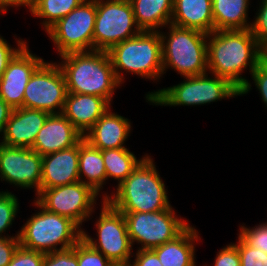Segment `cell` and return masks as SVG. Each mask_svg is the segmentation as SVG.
I'll list each match as a JSON object with an SVG mask.
<instances>
[{
  "instance_id": "22",
  "label": "cell",
  "mask_w": 267,
  "mask_h": 266,
  "mask_svg": "<svg viewBox=\"0 0 267 266\" xmlns=\"http://www.w3.org/2000/svg\"><path fill=\"white\" fill-rule=\"evenodd\" d=\"M198 230L188 226L174 240L152 250L163 266H196L195 242L201 240Z\"/></svg>"
},
{
  "instance_id": "13",
  "label": "cell",
  "mask_w": 267,
  "mask_h": 266,
  "mask_svg": "<svg viewBox=\"0 0 267 266\" xmlns=\"http://www.w3.org/2000/svg\"><path fill=\"white\" fill-rule=\"evenodd\" d=\"M98 195L90 186L78 181L41 188L36 201L47 211L70 218L81 228L82 223L89 220L94 212Z\"/></svg>"
},
{
  "instance_id": "40",
  "label": "cell",
  "mask_w": 267,
  "mask_h": 266,
  "mask_svg": "<svg viewBox=\"0 0 267 266\" xmlns=\"http://www.w3.org/2000/svg\"><path fill=\"white\" fill-rule=\"evenodd\" d=\"M35 0H0V14H5L8 7L27 6L32 11Z\"/></svg>"
},
{
  "instance_id": "14",
  "label": "cell",
  "mask_w": 267,
  "mask_h": 266,
  "mask_svg": "<svg viewBox=\"0 0 267 266\" xmlns=\"http://www.w3.org/2000/svg\"><path fill=\"white\" fill-rule=\"evenodd\" d=\"M42 156L31 148L10 147L0 143L1 181L23 189L41 190Z\"/></svg>"
},
{
  "instance_id": "15",
  "label": "cell",
  "mask_w": 267,
  "mask_h": 266,
  "mask_svg": "<svg viewBox=\"0 0 267 266\" xmlns=\"http://www.w3.org/2000/svg\"><path fill=\"white\" fill-rule=\"evenodd\" d=\"M44 62L26 44L9 62L0 78V97L12 108H22L24 91L34 71Z\"/></svg>"
},
{
  "instance_id": "20",
  "label": "cell",
  "mask_w": 267,
  "mask_h": 266,
  "mask_svg": "<svg viewBox=\"0 0 267 266\" xmlns=\"http://www.w3.org/2000/svg\"><path fill=\"white\" fill-rule=\"evenodd\" d=\"M110 106L112 105L100 96L67 93L62 114L84 135Z\"/></svg>"
},
{
  "instance_id": "18",
  "label": "cell",
  "mask_w": 267,
  "mask_h": 266,
  "mask_svg": "<svg viewBox=\"0 0 267 266\" xmlns=\"http://www.w3.org/2000/svg\"><path fill=\"white\" fill-rule=\"evenodd\" d=\"M79 142L68 149L42 156L41 188L68 185L79 180Z\"/></svg>"
},
{
  "instance_id": "12",
  "label": "cell",
  "mask_w": 267,
  "mask_h": 266,
  "mask_svg": "<svg viewBox=\"0 0 267 266\" xmlns=\"http://www.w3.org/2000/svg\"><path fill=\"white\" fill-rule=\"evenodd\" d=\"M66 96V82L58 63L44 61L29 79L24 91L23 107L61 114Z\"/></svg>"
},
{
  "instance_id": "28",
  "label": "cell",
  "mask_w": 267,
  "mask_h": 266,
  "mask_svg": "<svg viewBox=\"0 0 267 266\" xmlns=\"http://www.w3.org/2000/svg\"><path fill=\"white\" fill-rule=\"evenodd\" d=\"M18 210L19 201L16 195L9 191H0V238L19 236V233L15 236L3 235L12 226Z\"/></svg>"
},
{
  "instance_id": "8",
  "label": "cell",
  "mask_w": 267,
  "mask_h": 266,
  "mask_svg": "<svg viewBox=\"0 0 267 266\" xmlns=\"http://www.w3.org/2000/svg\"><path fill=\"white\" fill-rule=\"evenodd\" d=\"M124 214L130 242L141 244V250H148L174 240L190 224L182 217L176 216L175 210L156 212H121Z\"/></svg>"
},
{
  "instance_id": "37",
  "label": "cell",
  "mask_w": 267,
  "mask_h": 266,
  "mask_svg": "<svg viewBox=\"0 0 267 266\" xmlns=\"http://www.w3.org/2000/svg\"><path fill=\"white\" fill-rule=\"evenodd\" d=\"M252 80L255 83L257 90L261 95L262 101L267 107V59L264 58L257 67L253 70Z\"/></svg>"
},
{
  "instance_id": "3",
  "label": "cell",
  "mask_w": 267,
  "mask_h": 266,
  "mask_svg": "<svg viewBox=\"0 0 267 266\" xmlns=\"http://www.w3.org/2000/svg\"><path fill=\"white\" fill-rule=\"evenodd\" d=\"M147 155L132 173L116 187L111 196L104 193L107 200L120 212H156L168 209L170 201L166 186L161 179L154 160Z\"/></svg>"
},
{
  "instance_id": "34",
  "label": "cell",
  "mask_w": 267,
  "mask_h": 266,
  "mask_svg": "<svg viewBox=\"0 0 267 266\" xmlns=\"http://www.w3.org/2000/svg\"><path fill=\"white\" fill-rule=\"evenodd\" d=\"M42 266H78L76 245L67 250L45 254Z\"/></svg>"
},
{
  "instance_id": "9",
  "label": "cell",
  "mask_w": 267,
  "mask_h": 266,
  "mask_svg": "<svg viewBox=\"0 0 267 266\" xmlns=\"http://www.w3.org/2000/svg\"><path fill=\"white\" fill-rule=\"evenodd\" d=\"M101 203V212L95 223L98 238L95 240L84 230H82V238L115 266H129L133 247L124 214L115 209L107 200H103Z\"/></svg>"
},
{
  "instance_id": "35",
  "label": "cell",
  "mask_w": 267,
  "mask_h": 266,
  "mask_svg": "<svg viewBox=\"0 0 267 266\" xmlns=\"http://www.w3.org/2000/svg\"><path fill=\"white\" fill-rule=\"evenodd\" d=\"M27 44L25 40H17V47L9 45V43L0 35V78L8 67L9 62L14 56Z\"/></svg>"
},
{
  "instance_id": "42",
  "label": "cell",
  "mask_w": 267,
  "mask_h": 266,
  "mask_svg": "<svg viewBox=\"0 0 267 266\" xmlns=\"http://www.w3.org/2000/svg\"><path fill=\"white\" fill-rule=\"evenodd\" d=\"M265 58L267 59V49L264 51Z\"/></svg>"
},
{
  "instance_id": "17",
  "label": "cell",
  "mask_w": 267,
  "mask_h": 266,
  "mask_svg": "<svg viewBox=\"0 0 267 266\" xmlns=\"http://www.w3.org/2000/svg\"><path fill=\"white\" fill-rule=\"evenodd\" d=\"M83 135L61 114H50L38 132L31 149L41 156L76 145Z\"/></svg>"
},
{
  "instance_id": "30",
  "label": "cell",
  "mask_w": 267,
  "mask_h": 266,
  "mask_svg": "<svg viewBox=\"0 0 267 266\" xmlns=\"http://www.w3.org/2000/svg\"><path fill=\"white\" fill-rule=\"evenodd\" d=\"M239 252L241 266H267V254L260 249L249 246L239 235L233 243Z\"/></svg>"
},
{
  "instance_id": "1",
  "label": "cell",
  "mask_w": 267,
  "mask_h": 266,
  "mask_svg": "<svg viewBox=\"0 0 267 266\" xmlns=\"http://www.w3.org/2000/svg\"><path fill=\"white\" fill-rule=\"evenodd\" d=\"M265 58L250 29L214 30L208 33L207 65L209 74L226 78L239 90V96L250 92L251 83L241 73L247 67L252 74Z\"/></svg>"
},
{
  "instance_id": "26",
  "label": "cell",
  "mask_w": 267,
  "mask_h": 266,
  "mask_svg": "<svg viewBox=\"0 0 267 266\" xmlns=\"http://www.w3.org/2000/svg\"><path fill=\"white\" fill-rule=\"evenodd\" d=\"M105 165L107 181L109 178L116 179L120 185L147 156L137 159L127 148L101 150Z\"/></svg>"
},
{
  "instance_id": "10",
  "label": "cell",
  "mask_w": 267,
  "mask_h": 266,
  "mask_svg": "<svg viewBox=\"0 0 267 266\" xmlns=\"http://www.w3.org/2000/svg\"><path fill=\"white\" fill-rule=\"evenodd\" d=\"M140 32L129 0H96L93 50L108 51Z\"/></svg>"
},
{
  "instance_id": "4",
  "label": "cell",
  "mask_w": 267,
  "mask_h": 266,
  "mask_svg": "<svg viewBox=\"0 0 267 266\" xmlns=\"http://www.w3.org/2000/svg\"><path fill=\"white\" fill-rule=\"evenodd\" d=\"M107 53L120 84L124 82L122 74L125 71L153 81L163 76L159 31H141L135 37L114 45Z\"/></svg>"
},
{
  "instance_id": "23",
  "label": "cell",
  "mask_w": 267,
  "mask_h": 266,
  "mask_svg": "<svg viewBox=\"0 0 267 266\" xmlns=\"http://www.w3.org/2000/svg\"><path fill=\"white\" fill-rule=\"evenodd\" d=\"M141 31H160L171 23L174 0H129Z\"/></svg>"
},
{
  "instance_id": "29",
  "label": "cell",
  "mask_w": 267,
  "mask_h": 266,
  "mask_svg": "<svg viewBox=\"0 0 267 266\" xmlns=\"http://www.w3.org/2000/svg\"><path fill=\"white\" fill-rule=\"evenodd\" d=\"M78 266H115L101 252L93 249L82 238L76 244Z\"/></svg>"
},
{
  "instance_id": "2",
  "label": "cell",
  "mask_w": 267,
  "mask_h": 266,
  "mask_svg": "<svg viewBox=\"0 0 267 266\" xmlns=\"http://www.w3.org/2000/svg\"><path fill=\"white\" fill-rule=\"evenodd\" d=\"M61 68L67 87V93L100 96L110 104L116 88L121 84L117 80L107 51L68 52L60 55Z\"/></svg>"
},
{
  "instance_id": "21",
  "label": "cell",
  "mask_w": 267,
  "mask_h": 266,
  "mask_svg": "<svg viewBox=\"0 0 267 266\" xmlns=\"http://www.w3.org/2000/svg\"><path fill=\"white\" fill-rule=\"evenodd\" d=\"M171 24L207 34L213 32L212 0H174Z\"/></svg>"
},
{
  "instance_id": "33",
  "label": "cell",
  "mask_w": 267,
  "mask_h": 266,
  "mask_svg": "<svg viewBox=\"0 0 267 266\" xmlns=\"http://www.w3.org/2000/svg\"><path fill=\"white\" fill-rule=\"evenodd\" d=\"M45 254L19 245L7 266H42Z\"/></svg>"
},
{
  "instance_id": "41",
  "label": "cell",
  "mask_w": 267,
  "mask_h": 266,
  "mask_svg": "<svg viewBox=\"0 0 267 266\" xmlns=\"http://www.w3.org/2000/svg\"><path fill=\"white\" fill-rule=\"evenodd\" d=\"M12 111L13 109L0 97V135L3 133Z\"/></svg>"
},
{
  "instance_id": "39",
  "label": "cell",
  "mask_w": 267,
  "mask_h": 266,
  "mask_svg": "<svg viewBox=\"0 0 267 266\" xmlns=\"http://www.w3.org/2000/svg\"><path fill=\"white\" fill-rule=\"evenodd\" d=\"M133 256L134 260L130 262L129 266H163L152 249H138L136 255L133 253Z\"/></svg>"
},
{
  "instance_id": "27",
  "label": "cell",
  "mask_w": 267,
  "mask_h": 266,
  "mask_svg": "<svg viewBox=\"0 0 267 266\" xmlns=\"http://www.w3.org/2000/svg\"><path fill=\"white\" fill-rule=\"evenodd\" d=\"M84 0H35L32 15L41 19L46 31L58 20L68 15Z\"/></svg>"
},
{
  "instance_id": "19",
  "label": "cell",
  "mask_w": 267,
  "mask_h": 266,
  "mask_svg": "<svg viewBox=\"0 0 267 266\" xmlns=\"http://www.w3.org/2000/svg\"><path fill=\"white\" fill-rule=\"evenodd\" d=\"M110 109L83 135L85 141L100 150L126 148L132 128L129 119Z\"/></svg>"
},
{
  "instance_id": "5",
  "label": "cell",
  "mask_w": 267,
  "mask_h": 266,
  "mask_svg": "<svg viewBox=\"0 0 267 266\" xmlns=\"http://www.w3.org/2000/svg\"><path fill=\"white\" fill-rule=\"evenodd\" d=\"M33 203L41 210L18 231L20 246L48 254L73 248L82 239L83 229L70 218L47 211L36 200Z\"/></svg>"
},
{
  "instance_id": "36",
  "label": "cell",
  "mask_w": 267,
  "mask_h": 266,
  "mask_svg": "<svg viewBox=\"0 0 267 266\" xmlns=\"http://www.w3.org/2000/svg\"><path fill=\"white\" fill-rule=\"evenodd\" d=\"M214 266H241L238 249L232 242L218 251Z\"/></svg>"
},
{
  "instance_id": "11",
  "label": "cell",
  "mask_w": 267,
  "mask_h": 266,
  "mask_svg": "<svg viewBox=\"0 0 267 266\" xmlns=\"http://www.w3.org/2000/svg\"><path fill=\"white\" fill-rule=\"evenodd\" d=\"M95 17L96 0H84L46 31L59 55L93 51Z\"/></svg>"
},
{
  "instance_id": "16",
  "label": "cell",
  "mask_w": 267,
  "mask_h": 266,
  "mask_svg": "<svg viewBox=\"0 0 267 266\" xmlns=\"http://www.w3.org/2000/svg\"><path fill=\"white\" fill-rule=\"evenodd\" d=\"M50 113L29 108L13 109L1 134L3 145L32 148L35 138Z\"/></svg>"
},
{
  "instance_id": "7",
  "label": "cell",
  "mask_w": 267,
  "mask_h": 266,
  "mask_svg": "<svg viewBox=\"0 0 267 266\" xmlns=\"http://www.w3.org/2000/svg\"><path fill=\"white\" fill-rule=\"evenodd\" d=\"M208 75L183 77L179 84L148 92L146 102L158 106H198L239 96V90L226 78Z\"/></svg>"
},
{
  "instance_id": "31",
  "label": "cell",
  "mask_w": 267,
  "mask_h": 266,
  "mask_svg": "<svg viewBox=\"0 0 267 266\" xmlns=\"http://www.w3.org/2000/svg\"><path fill=\"white\" fill-rule=\"evenodd\" d=\"M239 236L249 246L260 249L267 254V222L259 223V225L252 228L241 225L239 228Z\"/></svg>"
},
{
  "instance_id": "38",
  "label": "cell",
  "mask_w": 267,
  "mask_h": 266,
  "mask_svg": "<svg viewBox=\"0 0 267 266\" xmlns=\"http://www.w3.org/2000/svg\"><path fill=\"white\" fill-rule=\"evenodd\" d=\"M19 245L18 237L0 238V266H7L10 263Z\"/></svg>"
},
{
  "instance_id": "6",
  "label": "cell",
  "mask_w": 267,
  "mask_h": 266,
  "mask_svg": "<svg viewBox=\"0 0 267 266\" xmlns=\"http://www.w3.org/2000/svg\"><path fill=\"white\" fill-rule=\"evenodd\" d=\"M167 27V34L159 31L162 40L163 74L168 68L174 69L182 77L208 73V34L171 23Z\"/></svg>"
},
{
  "instance_id": "24",
  "label": "cell",
  "mask_w": 267,
  "mask_h": 266,
  "mask_svg": "<svg viewBox=\"0 0 267 266\" xmlns=\"http://www.w3.org/2000/svg\"><path fill=\"white\" fill-rule=\"evenodd\" d=\"M249 2L250 0H212L214 30L250 29Z\"/></svg>"
},
{
  "instance_id": "25",
  "label": "cell",
  "mask_w": 267,
  "mask_h": 266,
  "mask_svg": "<svg viewBox=\"0 0 267 266\" xmlns=\"http://www.w3.org/2000/svg\"><path fill=\"white\" fill-rule=\"evenodd\" d=\"M79 180L100 194L107 176L100 149L91 146L82 138L79 141ZM85 178L83 180L82 178ZM87 179V180H86Z\"/></svg>"
},
{
  "instance_id": "32",
  "label": "cell",
  "mask_w": 267,
  "mask_h": 266,
  "mask_svg": "<svg viewBox=\"0 0 267 266\" xmlns=\"http://www.w3.org/2000/svg\"><path fill=\"white\" fill-rule=\"evenodd\" d=\"M260 3L250 30L259 46L265 51L267 49V0H261Z\"/></svg>"
}]
</instances>
